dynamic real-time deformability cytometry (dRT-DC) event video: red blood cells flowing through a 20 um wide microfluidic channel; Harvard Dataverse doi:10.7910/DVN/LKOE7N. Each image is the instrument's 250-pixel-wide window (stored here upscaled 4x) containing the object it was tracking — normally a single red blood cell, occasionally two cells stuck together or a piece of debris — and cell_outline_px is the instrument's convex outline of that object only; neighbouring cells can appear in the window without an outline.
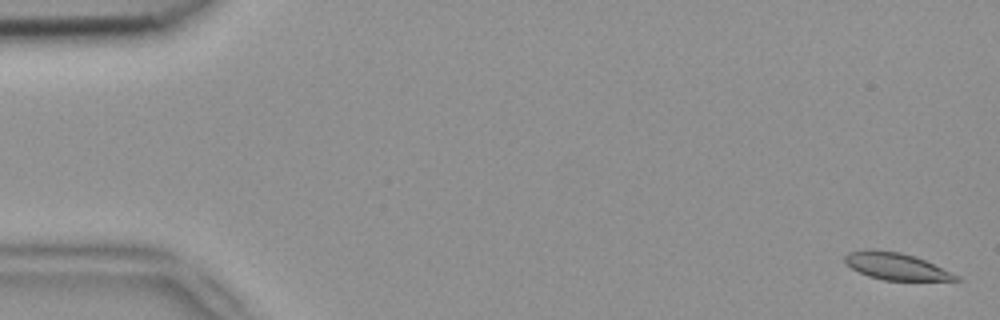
{"species": "common noctule bat (a hibernating species)", "species_latin": "Nyctalus noctula", "temperature_condition": "room temperature", "stored_images_in_passage": 5, "camera_frame_rate_fps": 3000, "um_per_image_px": 0.085, "animal": {"sex": "female", "body_mass_g": 18.4}, "frame": {"image": 1, "passage_image": 1, "time_ms": 0.0, "image_size_px": [1000, 320], "cell_outline_px": [[960, 280], [884, 280], [868, 276], [844, 264], [844, 256], [848, 252], [900, 252], [924, 260], [960, 276]], "centroid_in_image_um": [76.18, 22.68], "position_along_channel_um": 8.8, "area_um2": 16.59}}
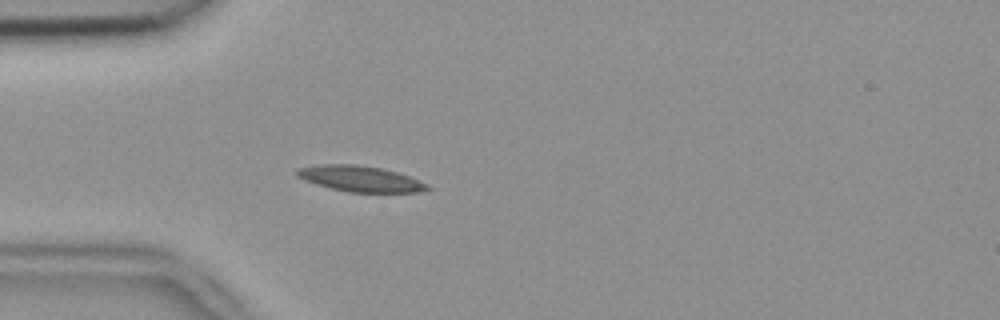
{"frame": {"image": 2, "passage_image": 5, "time_ms": 1.333, "image_size_px": [1000, 320], "cell_outline_px": [[432, 188], [420, 192], [348, 192], [316, 184], [304, 180], [296, 176], [296, 168], [320, 164], [356, 164], [380, 168], [396, 172], [408, 176], [428, 184]], "centroid_in_image_um": [30.6, 15.19], "position_along_channel_um": 54.4, "area_um2": 19.54}}